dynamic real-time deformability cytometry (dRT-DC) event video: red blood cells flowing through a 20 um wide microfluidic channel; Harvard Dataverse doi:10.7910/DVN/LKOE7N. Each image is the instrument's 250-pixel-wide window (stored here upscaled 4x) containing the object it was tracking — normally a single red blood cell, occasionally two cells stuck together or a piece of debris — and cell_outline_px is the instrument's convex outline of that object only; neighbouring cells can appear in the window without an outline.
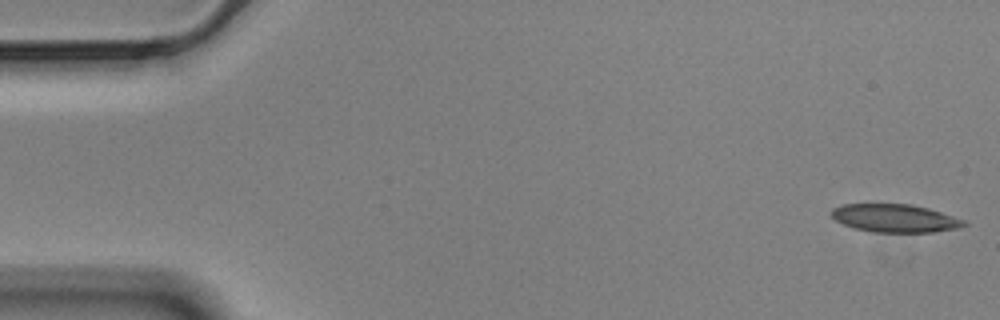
{"species": "Egyptian fruit bat (a non-hibernating species)", "species_latin": "Rousettus aegyptiacus", "temperature_condition": "cold", "stored_images_in_passage": 56, "camera_frame_rate_fps": 3000, "um_per_image_px": 0.085, "animal": {"sex": "male"}, "frame": {"image": 1, "passage_image": 1, "time_ms": 0.0, "image_size_px": [1000, 320], "cell_outline_px": [[968, 224], [960, 228], [932, 232], [872, 232], [856, 228], [844, 224], [836, 220], [828, 212], [832, 208], [844, 204], [912, 204], [928, 208], [968, 220]], "centroid_in_image_um": [76.12, 18.54], "position_along_channel_um": 8.9, "area_um2": 21.85}}
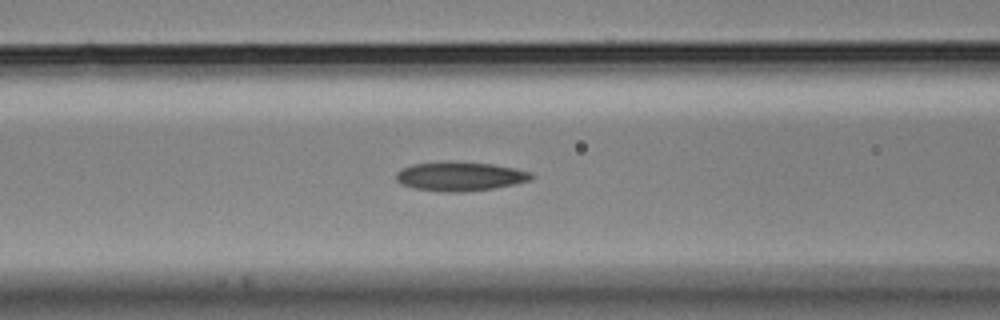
{"frame": {"image": 2, "passage_image": 22, "time_ms": 7.0, "image_size_px": [1000, 320], "cell_outline_px": [[536, 176], [528, 180], [516, 184], [496, 188], [464, 192], [444, 192], [416, 188], [400, 184], [396, 180], [396, 172], [412, 164], [444, 160], [448, 160], [492, 164], [516, 168], [532, 172]], "centroid_in_image_um": [39.12, 14.97], "position_along_channel_um": 127.5, "area_um2": 23.35}}
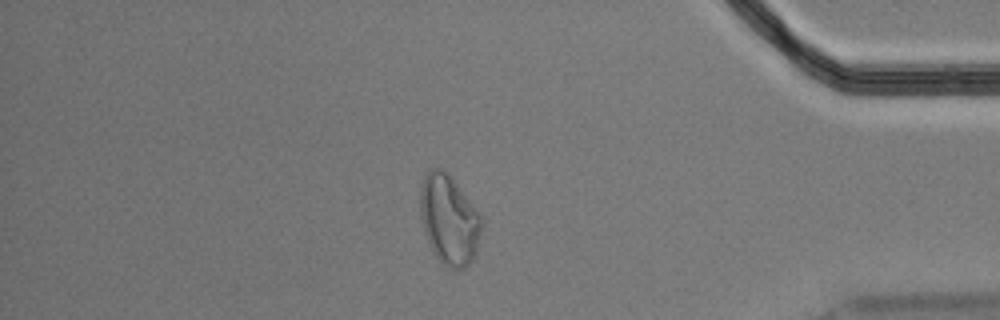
{"frame": {"image": 3, "passage_image": 48, "time_ms": 15.667, "image_size_px": [1000, 320], "cell_outline_px": [[480, 232], [476, 252], [472, 260], [464, 268], [448, 268], [436, 256], [424, 232], [420, 216], [420, 192], [424, 176], [432, 168], [440, 168], [448, 172], [452, 176], [480, 212]], "centroid_in_image_um": [38.17, 18.63], "position_along_channel_um": 397.0, "area_um2": 31.91}, "authors_computed_cell_mechanics": {"area_um2": 23.12, "velocity_mm_per_s": 3.4944, "shape_relaxation_time_tau1_ms": null, "shape_relaxation_time_tau2_ms": 5.0822, "deformation_change_tau1": null, "deformation_change_tau2": 0.1237}}